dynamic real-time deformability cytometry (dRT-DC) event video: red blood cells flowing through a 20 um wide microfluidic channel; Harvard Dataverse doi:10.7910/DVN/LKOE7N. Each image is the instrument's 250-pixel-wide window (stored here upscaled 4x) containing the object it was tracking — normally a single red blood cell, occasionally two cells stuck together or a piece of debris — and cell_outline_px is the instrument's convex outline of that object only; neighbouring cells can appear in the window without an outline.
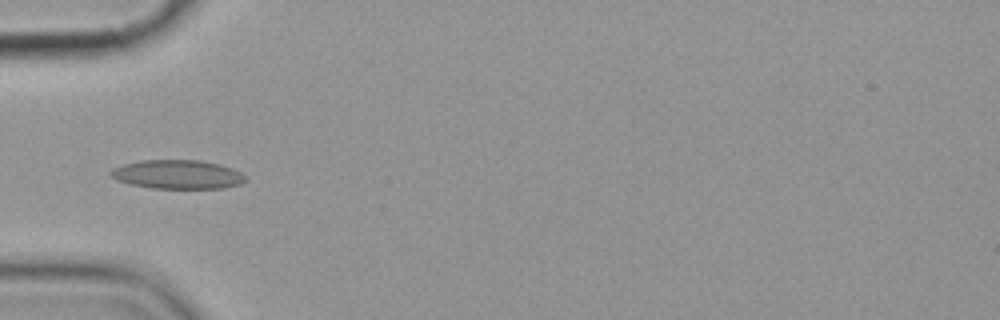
{"species": "common noctule bat (a hibernating species)", "species_latin": "Nyctalus noctula", "temperature_condition": "cold", "stored_images_in_passage": 11, "camera_frame_rate_fps": 3000, "um_per_image_px": 0.085, "animal": {"sex": "female", "body_mass_g": 19.9}, "frame": {"image": 1, "passage_image": 5, "time_ms": 5.667, "image_size_px": [1000, 320], "cell_outline_px": [[244, 180], [240, 184], [224, 188], [152, 188], [132, 184], [116, 180], [108, 172], [112, 168], [124, 164], [140, 160], [200, 160], [220, 164], [232, 168], [240, 172], [244, 176]], "centroid_in_image_um": [15.07, 14.82], "position_along_channel_um": 69.9, "area_um2": 22.6}}
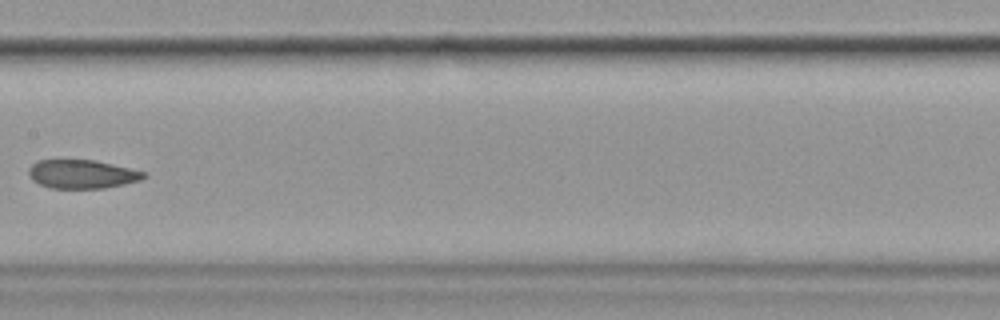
{"frame": {"image": 2, "passage_image": 8, "time_ms": 9.333, "image_size_px": [1000, 320], "cell_outline_px": [[148, 176], [140, 180], [124, 184], [104, 188], [48, 188], [32, 180], [28, 176], [28, 168], [36, 160], [96, 160], [148, 172]], "centroid_in_image_um": [6.98, 14.79], "position_along_channel_um": 200.4, "area_um2": 19.48}}
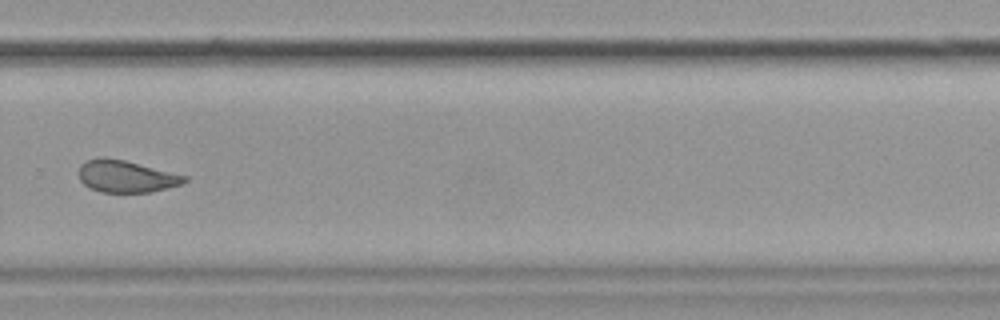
{"frame": {"image": 3, "passage_image": 11, "time_ms": 12.667, "image_size_px": [1000, 320], "cell_outline_px": [[188, 180], [184, 184], [168, 188], [148, 192], [100, 192], [84, 184], [80, 180], [80, 164], [84, 160], [124, 160], [188, 176]], "centroid_in_image_um": [10.79, 15.02], "position_along_channel_um": 319.0, "area_um2": 19.19}}